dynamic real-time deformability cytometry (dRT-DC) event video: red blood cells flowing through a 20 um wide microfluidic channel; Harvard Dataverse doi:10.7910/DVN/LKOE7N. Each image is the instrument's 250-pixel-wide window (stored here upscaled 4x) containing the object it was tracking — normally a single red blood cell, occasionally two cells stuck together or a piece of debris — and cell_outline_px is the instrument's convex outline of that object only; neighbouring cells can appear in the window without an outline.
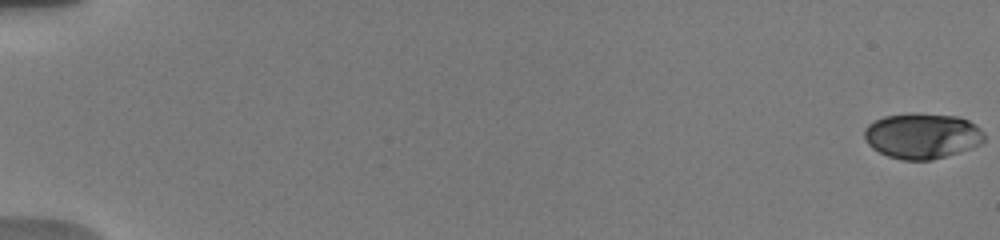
{"species": "human", "species_latin": "Homo sapiens", "temperature_condition": "warm", "stored_images_in_passage": 11, "camera_frame_rate_fps": 3000, "um_per_image_px": 0.085, "donor": {"sex": "male"}, "frame": {"image": 1, "passage_image": 1, "time_ms": 0.0, "image_size_px": [1000, 240], "cell_outline_px": [[984, 140], [980, 144], [972, 148], [932, 160], [900, 160], [888, 156], [872, 148], [868, 144], [864, 136], [864, 128], [868, 124], [884, 116], [908, 112], [916, 112], [960, 116], [976, 124], [984, 132]], "centroid_in_image_um": [78.39, 11.53], "position_along_channel_um": 6.6, "area_um2": 32.31}}
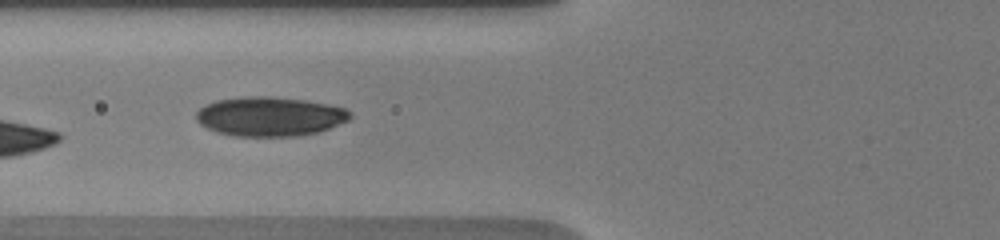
{"frame": {"image": 2, "passage_image": 8, "time_ms": 7.667, "image_size_px": [1000, 240], "cell_outline_px": [[352, 116], [348, 120], [328, 128], [316, 132], [296, 136], [236, 136], [216, 132], [200, 124], [196, 120], [196, 112], [200, 108], [216, 100], [244, 96], [268, 96], [304, 100], [344, 108], [352, 112]], "centroid_in_image_um": [22.9, 9.9], "position_along_channel_um": 102.9, "area_um2": 35.03}}